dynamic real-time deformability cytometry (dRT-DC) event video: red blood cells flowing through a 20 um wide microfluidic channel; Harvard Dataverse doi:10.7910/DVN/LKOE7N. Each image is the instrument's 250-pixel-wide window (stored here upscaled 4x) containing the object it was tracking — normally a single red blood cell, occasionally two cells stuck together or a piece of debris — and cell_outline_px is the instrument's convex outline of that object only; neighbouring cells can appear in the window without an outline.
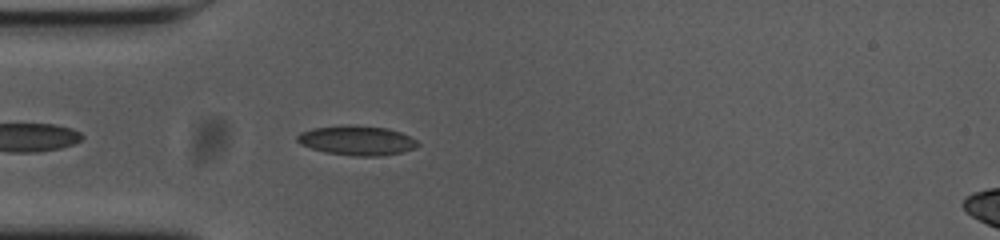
{"species": "common noctule bat (a hibernating species)", "species_latin": "Nyctalus noctula", "temperature_condition": "cold", "stored_images_in_passage": 44, "camera_frame_rate_fps": 3000, "um_per_image_px": 0.085, "animal": {"sex": "female", "body_mass_g": 23.0, "forearm_length_mm": 53.4}, "frame": {"image": 1, "passage_image": 4, "time_ms": 1.0, "image_size_px": [1000, 240], "cell_outline_px": [[420, 144], [416, 148], [400, 152], [376, 156], [352, 156], [324, 152], [300, 144], [296, 140], [296, 136], [300, 132], [312, 128], [388, 128], [400, 132], [416, 140]], "centroid_in_image_um": [30.33, 11.99], "position_along_channel_um": 54.7, "area_um2": 19.71}}
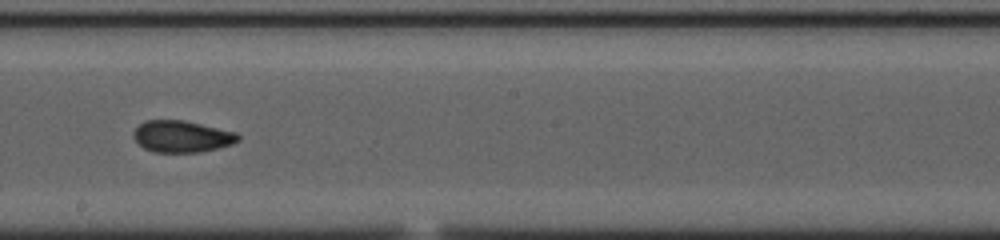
{"frame": {"image": 2, "passage_image": 19, "time_ms": 6.0, "image_size_px": [1000, 240], "cell_outline_px": [[240, 140], [232, 144], [200, 152], [152, 152], [144, 148], [132, 136], [132, 132], [144, 120], [184, 120], [236, 132], [240, 136]], "centroid_in_image_um": [15.44, 11.59], "position_along_channel_um": 232.8, "area_um2": 19.31}}
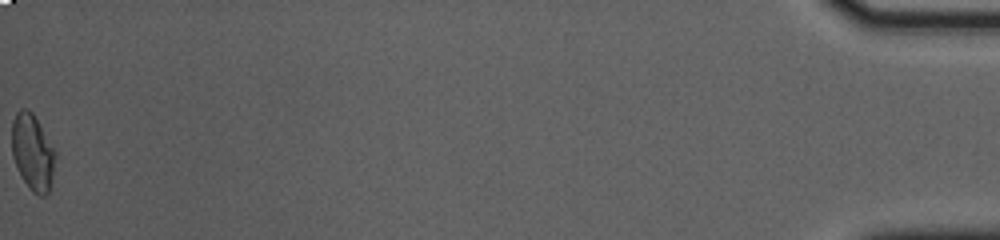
{"frame": {"image": 3, "passage_image": 44, "time_ms": 14.333, "image_size_px": [1000, 240], "cell_outline_px": [[56, 156], [52, 176], [48, 192], [44, 196], [40, 196], [32, 192], [28, 188], [20, 176], [12, 156], [12, 120], [16, 112], [20, 108], [28, 108], [32, 112], [56, 152]], "centroid_in_image_um": [2.75, 12.94], "position_along_channel_um": 432.5, "area_um2": 19.36}, "authors_computed_cell_mechanics": {"area_um2": 19.3341, "velocity_mm_per_s": 3.6666, "shape_relaxation_time_tau1_ms": 5.288, "shape_relaxation_time_tau2_ms": 1.9087, "deformation_change_tau1": 0.1333, "deformation_change_tau2": 0.0708}}